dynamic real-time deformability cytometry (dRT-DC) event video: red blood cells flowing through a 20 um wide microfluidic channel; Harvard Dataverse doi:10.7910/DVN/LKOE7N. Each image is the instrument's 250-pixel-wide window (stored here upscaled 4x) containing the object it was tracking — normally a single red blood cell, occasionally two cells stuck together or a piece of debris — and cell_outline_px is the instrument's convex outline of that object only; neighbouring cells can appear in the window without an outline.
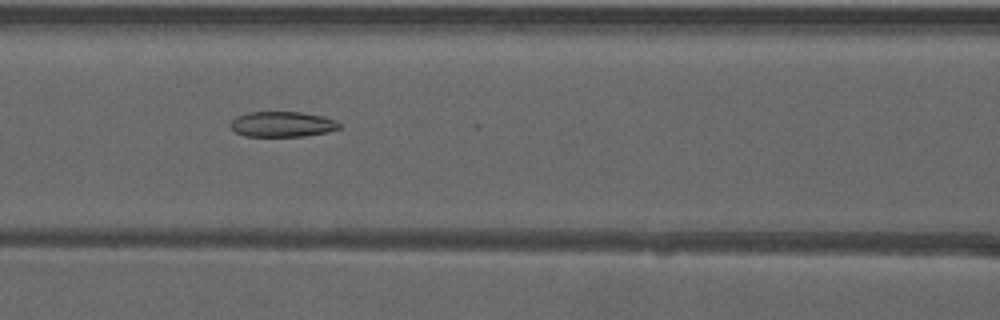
{"species": "common noctule bat (a hibernating species)", "species_latin": "Nyctalus noctula", "temperature_condition": "warm", "stored_images_in_passage": 53, "camera_frame_rate_fps": 3000, "um_per_image_px": 0.085, "animal": {"sex": "male", "forearm_length_mm": 52.5}, "frame": {"image": 1, "passage_image": 24, "time_ms": 7.667, "image_size_px": [1000, 320], "cell_outline_px": [[340, 128], [328, 132], [304, 136], [244, 136], [236, 132], [232, 128], [232, 120], [236, 116], [248, 112], [300, 112], [324, 116], [336, 120], [340, 124]], "centroid_in_image_um": [24.02, 10.55], "position_along_channel_um": 142.6, "area_um2": 16.07}}
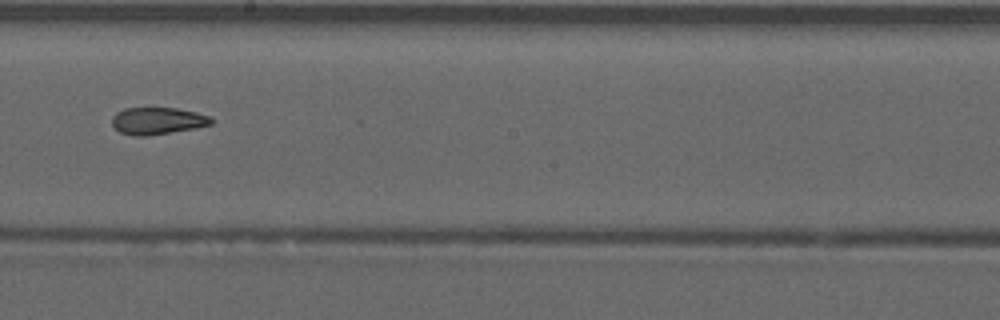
{"frame": {"image": 2, "passage_image": 31, "time_ms": 10.0, "image_size_px": [1000, 320], "cell_outline_px": [[216, 120], [212, 124], [196, 128], [144, 136], [132, 136], [120, 132], [112, 124], [112, 116], [116, 112], [124, 108], [176, 108], [196, 112], [208, 116]], "centroid_in_image_um": [13.39, 10.27], "position_along_channel_um": 234.8, "area_um2": 15.66}}
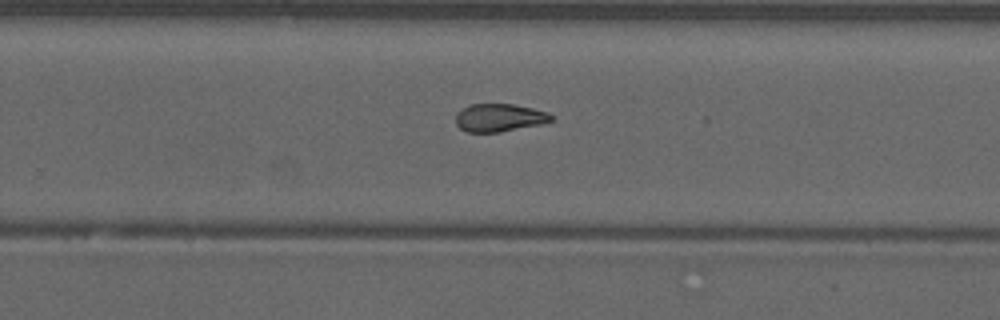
{"frame": {"image": 3, "passage_image": 35, "time_ms": 11.333, "image_size_px": [1000, 320], "cell_outline_px": [[552, 120], [540, 124], [500, 132], [468, 132], [460, 128], [456, 124], [456, 116], [468, 104], [512, 104], [532, 108], [548, 112], [552, 116]], "centroid_in_image_um": [42.44, 10.0], "position_along_channel_um": 287.4, "area_um2": 15.32}, "authors_computed_cell_mechanics": {"area_um2": 17.3978, "velocity_mm_per_s": 3.9587, "shape_relaxation_time_tau1_ms": null, "shape_relaxation_time_tau2_ms": 2.6356, "deformation_change_tau1": null, "deformation_change_tau2": 0.0883}}